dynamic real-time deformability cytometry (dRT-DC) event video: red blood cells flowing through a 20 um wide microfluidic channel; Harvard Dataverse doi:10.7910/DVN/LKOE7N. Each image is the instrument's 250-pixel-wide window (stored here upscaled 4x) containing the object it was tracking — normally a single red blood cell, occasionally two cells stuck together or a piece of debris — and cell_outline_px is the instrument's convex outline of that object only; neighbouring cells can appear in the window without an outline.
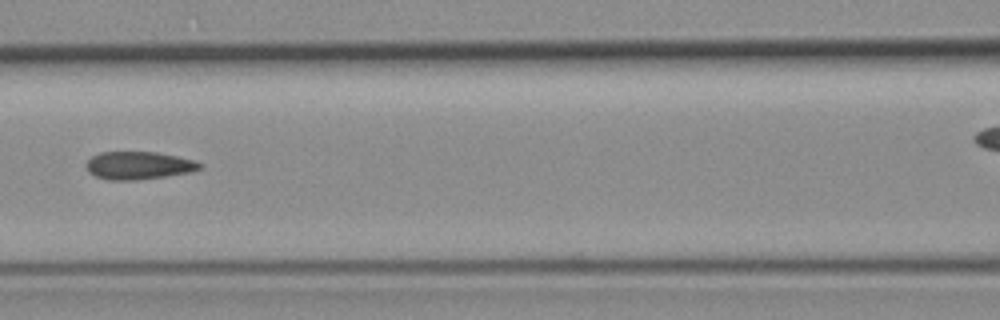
{"species": "common noctule bat (a hibernating species)", "species_latin": "Nyctalus noctula", "temperature_condition": "room temperature", "stored_images_in_passage": 7, "camera_frame_rate_fps": 3000, "um_per_image_px": 0.085, "animal": {"sex": "female", "body_mass_g": 19.3, "forearm_length_mm": 54.1}, "frame": {"image": 1, "passage_image": 6, "time_ms": 5.667, "image_size_px": [1000, 320], "cell_outline_px": [[200, 168], [192, 172], [136, 180], [108, 180], [96, 176], [88, 172], [84, 164], [92, 156], [100, 152], [156, 152], [196, 160], [200, 164]], "centroid_in_image_um": [11.74, 14.06], "position_along_channel_um": 154.9, "area_um2": 18.38}}